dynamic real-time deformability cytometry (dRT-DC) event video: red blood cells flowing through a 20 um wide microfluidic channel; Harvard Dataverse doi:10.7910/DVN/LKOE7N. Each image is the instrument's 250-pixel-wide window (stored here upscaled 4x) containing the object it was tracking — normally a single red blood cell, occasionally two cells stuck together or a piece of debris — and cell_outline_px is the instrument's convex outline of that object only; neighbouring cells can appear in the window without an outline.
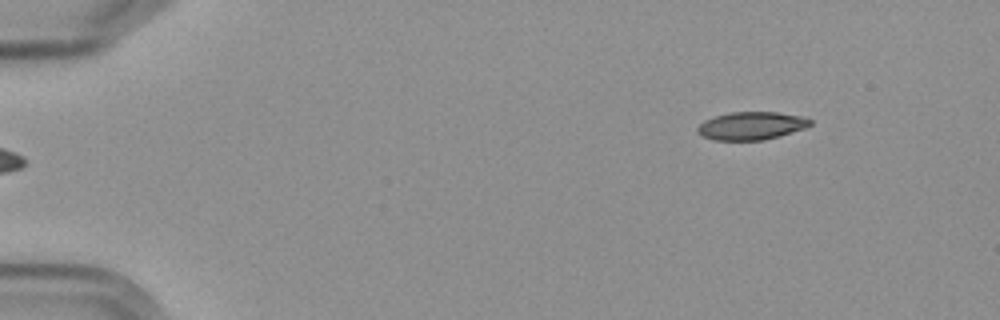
{"species": "Egyptian fruit bat (a non-hibernating species)", "species_latin": "Rousettus aegyptiacus", "temperature_condition": "cold", "stored_images_in_passage": 6, "camera_frame_rate_fps": 3000, "um_per_image_px": 0.085, "frame": {"image": 1, "passage_image": 6, "time_ms": 6.667, "image_size_px": [1000, 320], "cell_outline_px": [[812, 124], [804, 128], [780, 136], [764, 140], [712, 140], [696, 132], [696, 128], [704, 120], [716, 116], [732, 112], [776, 112], [800, 116], [812, 120]], "centroid_in_image_um": [63.85, 10.7], "position_along_channel_um": 21.2, "area_um2": 18.26}}